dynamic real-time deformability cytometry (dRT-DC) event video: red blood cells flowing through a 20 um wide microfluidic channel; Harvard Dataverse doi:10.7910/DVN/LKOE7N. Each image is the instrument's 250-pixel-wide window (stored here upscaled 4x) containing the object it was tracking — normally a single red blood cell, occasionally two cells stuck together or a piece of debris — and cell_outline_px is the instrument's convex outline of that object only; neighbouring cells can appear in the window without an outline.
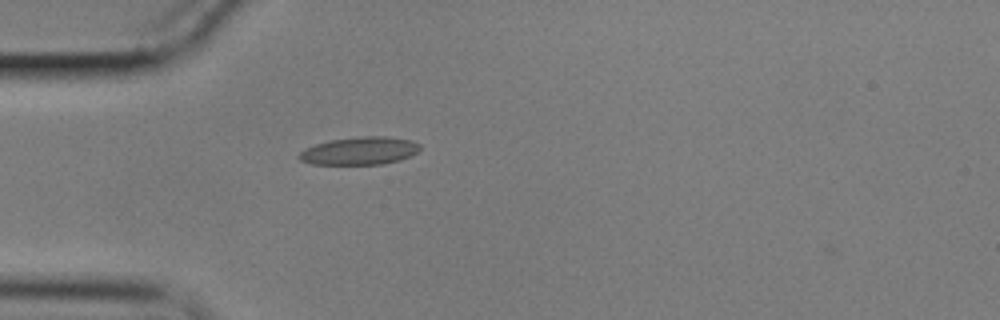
{"species": "common noctule bat (a hibernating species)", "species_latin": "Nyctalus noctula", "temperature_condition": "cold", "stored_images_in_passage": 5, "camera_frame_rate_fps": 3000, "um_per_image_px": 0.085, "animal": {"sex": "male", "body_mass_g": 17.9}, "frame": {"image": 1, "passage_image": 1, "time_ms": 0.0, "image_size_px": [1000, 320], "cell_outline_px": [[420, 148], [416, 152], [400, 160], [380, 164], [312, 164], [300, 160], [296, 156], [304, 148], [316, 144], [332, 140], [364, 136], [384, 136], [412, 140], [420, 144]], "centroid_in_image_um": [30.55, 12.82], "position_along_channel_um": 54.5, "area_um2": 19.42}}